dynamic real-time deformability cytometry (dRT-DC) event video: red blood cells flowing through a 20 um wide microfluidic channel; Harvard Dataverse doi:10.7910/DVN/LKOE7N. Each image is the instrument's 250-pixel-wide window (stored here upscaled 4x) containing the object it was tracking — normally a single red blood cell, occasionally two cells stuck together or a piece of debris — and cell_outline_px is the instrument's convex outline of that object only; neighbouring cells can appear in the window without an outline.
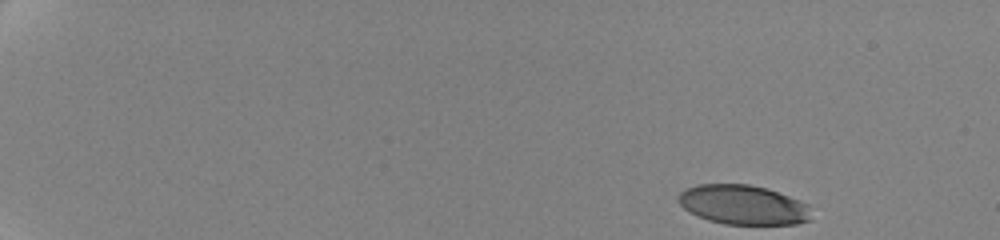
{"species": "human", "species_latin": "Homo sapiens", "temperature_condition": "cold", "stored_images_in_passage": 10, "camera_frame_rate_fps": 3000, "um_per_image_px": 0.085, "donor": {"sex": "female"}, "frame": {"image": 1, "passage_image": 1, "time_ms": 0.0, "image_size_px": [1000, 240], "cell_outline_px": [[812, 220], [796, 224], [724, 224], [708, 220], [696, 216], [684, 208], [676, 200], [676, 196], [680, 192], [696, 184], [748, 184], [764, 188], [800, 200], [808, 204]], "centroid_in_image_um": [63.14, 17.41], "position_along_channel_um": 21.9, "area_um2": 30.69}}
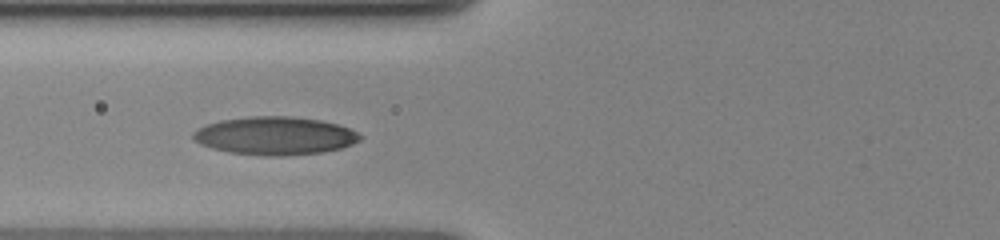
{"frame": {"image": 2, "passage_image": 7, "time_ms": 6.667, "image_size_px": [1000, 240], "cell_outline_px": [[364, 136], [360, 140], [352, 144], [340, 148], [320, 152], [284, 156], [268, 156], [228, 152], [212, 148], [200, 144], [192, 140], [192, 132], [196, 128], [220, 120], [248, 116], [288, 116], [320, 120], [336, 124], [348, 128]], "centroid_in_image_um": [23.32, 11.54], "position_along_channel_um": 102.5, "area_um2": 37.11}}
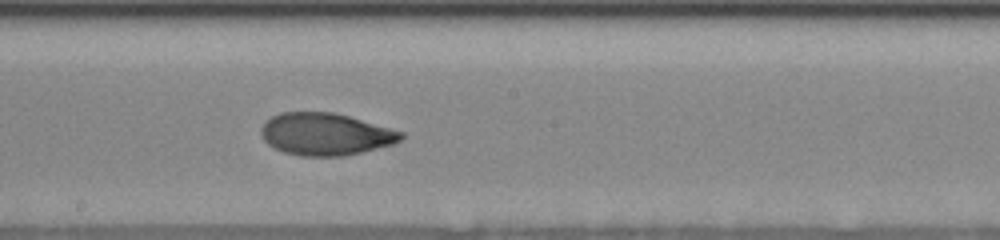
{"frame": {"image": 3, "passage_image": 10, "time_ms": 10.0, "image_size_px": [1000, 240], "cell_outline_px": [[404, 136], [400, 140], [392, 144], [360, 152], [340, 156], [300, 156], [284, 152], [268, 144], [264, 140], [260, 132], [260, 128], [272, 116], [280, 112], [332, 112], [348, 116], [404, 132]], "centroid_in_image_um": [27.64, 11.4], "position_along_channel_um": 220.6, "area_um2": 34.1}}